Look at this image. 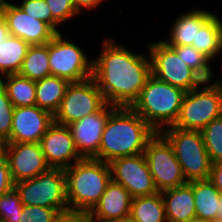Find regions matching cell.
Returning a JSON list of instances; mask_svg holds the SVG:
<instances>
[{
    "mask_svg": "<svg viewBox=\"0 0 222 222\" xmlns=\"http://www.w3.org/2000/svg\"><path fill=\"white\" fill-rule=\"evenodd\" d=\"M208 156L213 163L222 160V115L201 130Z\"/></svg>",
    "mask_w": 222,
    "mask_h": 222,
    "instance_id": "f1b7e54d",
    "label": "cell"
},
{
    "mask_svg": "<svg viewBox=\"0 0 222 222\" xmlns=\"http://www.w3.org/2000/svg\"><path fill=\"white\" fill-rule=\"evenodd\" d=\"M60 213L54 208L23 206L19 222H55Z\"/></svg>",
    "mask_w": 222,
    "mask_h": 222,
    "instance_id": "d6a6232c",
    "label": "cell"
},
{
    "mask_svg": "<svg viewBox=\"0 0 222 222\" xmlns=\"http://www.w3.org/2000/svg\"><path fill=\"white\" fill-rule=\"evenodd\" d=\"M132 197L120 184L111 182L99 202L89 212L92 222H105L130 214Z\"/></svg>",
    "mask_w": 222,
    "mask_h": 222,
    "instance_id": "ac0fdd59",
    "label": "cell"
},
{
    "mask_svg": "<svg viewBox=\"0 0 222 222\" xmlns=\"http://www.w3.org/2000/svg\"><path fill=\"white\" fill-rule=\"evenodd\" d=\"M144 155L158 192L188 183L172 145L161 133L148 141Z\"/></svg>",
    "mask_w": 222,
    "mask_h": 222,
    "instance_id": "8fae6325",
    "label": "cell"
},
{
    "mask_svg": "<svg viewBox=\"0 0 222 222\" xmlns=\"http://www.w3.org/2000/svg\"><path fill=\"white\" fill-rule=\"evenodd\" d=\"M21 10L35 19L44 21L52 28V13L45 0H22L17 3Z\"/></svg>",
    "mask_w": 222,
    "mask_h": 222,
    "instance_id": "836d02e7",
    "label": "cell"
},
{
    "mask_svg": "<svg viewBox=\"0 0 222 222\" xmlns=\"http://www.w3.org/2000/svg\"><path fill=\"white\" fill-rule=\"evenodd\" d=\"M194 194L196 218L214 222L219 209L220 192L209 180H194L188 182Z\"/></svg>",
    "mask_w": 222,
    "mask_h": 222,
    "instance_id": "44dd1931",
    "label": "cell"
},
{
    "mask_svg": "<svg viewBox=\"0 0 222 222\" xmlns=\"http://www.w3.org/2000/svg\"><path fill=\"white\" fill-rule=\"evenodd\" d=\"M40 145L50 168L65 170L83 158L77 151L71 130L65 125L54 122L41 138Z\"/></svg>",
    "mask_w": 222,
    "mask_h": 222,
    "instance_id": "5bb4252c",
    "label": "cell"
},
{
    "mask_svg": "<svg viewBox=\"0 0 222 222\" xmlns=\"http://www.w3.org/2000/svg\"><path fill=\"white\" fill-rule=\"evenodd\" d=\"M5 78V79H4ZM8 98L14 107L36 105V83L19 74H9L0 78Z\"/></svg>",
    "mask_w": 222,
    "mask_h": 222,
    "instance_id": "cb8c5ba5",
    "label": "cell"
},
{
    "mask_svg": "<svg viewBox=\"0 0 222 222\" xmlns=\"http://www.w3.org/2000/svg\"><path fill=\"white\" fill-rule=\"evenodd\" d=\"M14 188V183L10 175L8 160L5 154H0V196L10 192Z\"/></svg>",
    "mask_w": 222,
    "mask_h": 222,
    "instance_id": "e575fe53",
    "label": "cell"
},
{
    "mask_svg": "<svg viewBox=\"0 0 222 222\" xmlns=\"http://www.w3.org/2000/svg\"><path fill=\"white\" fill-rule=\"evenodd\" d=\"M109 166L112 181L122 185L132 198L158 192L144 153L114 159Z\"/></svg>",
    "mask_w": 222,
    "mask_h": 222,
    "instance_id": "7c38bea8",
    "label": "cell"
},
{
    "mask_svg": "<svg viewBox=\"0 0 222 222\" xmlns=\"http://www.w3.org/2000/svg\"><path fill=\"white\" fill-rule=\"evenodd\" d=\"M151 59V73L159 81L181 88L188 92L205 82L162 40L147 43Z\"/></svg>",
    "mask_w": 222,
    "mask_h": 222,
    "instance_id": "ba28073f",
    "label": "cell"
},
{
    "mask_svg": "<svg viewBox=\"0 0 222 222\" xmlns=\"http://www.w3.org/2000/svg\"><path fill=\"white\" fill-rule=\"evenodd\" d=\"M52 13V29L60 33L58 27L63 22L78 16L73 0H45Z\"/></svg>",
    "mask_w": 222,
    "mask_h": 222,
    "instance_id": "4dcf8cb0",
    "label": "cell"
},
{
    "mask_svg": "<svg viewBox=\"0 0 222 222\" xmlns=\"http://www.w3.org/2000/svg\"><path fill=\"white\" fill-rule=\"evenodd\" d=\"M116 43L114 38L103 40L101 53L92 62V78L106 103L131 107L152 75L151 59Z\"/></svg>",
    "mask_w": 222,
    "mask_h": 222,
    "instance_id": "6da1fadb",
    "label": "cell"
},
{
    "mask_svg": "<svg viewBox=\"0 0 222 222\" xmlns=\"http://www.w3.org/2000/svg\"><path fill=\"white\" fill-rule=\"evenodd\" d=\"M157 132L131 107H116L109 115L98 153L93 157L105 163L144 153Z\"/></svg>",
    "mask_w": 222,
    "mask_h": 222,
    "instance_id": "7a4b0ae2",
    "label": "cell"
},
{
    "mask_svg": "<svg viewBox=\"0 0 222 222\" xmlns=\"http://www.w3.org/2000/svg\"><path fill=\"white\" fill-rule=\"evenodd\" d=\"M208 84L210 82H204L203 87L185 93L173 127L201 131L212 120L222 115L221 79Z\"/></svg>",
    "mask_w": 222,
    "mask_h": 222,
    "instance_id": "8992f818",
    "label": "cell"
},
{
    "mask_svg": "<svg viewBox=\"0 0 222 222\" xmlns=\"http://www.w3.org/2000/svg\"><path fill=\"white\" fill-rule=\"evenodd\" d=\"M167 222H190L196 218L192 187L185 185L161 191Z\"/></svg>",
    "mask_w": 222,
    "mask_h": 222,
    "instance_id": "d6986e66",
    "label": "cell"
},
{
    "mask_svg": "<svg viewBox=\"0 0 222 222\" xmlns=\"http://www.w3.org/2000/svg\"><path fill=\"white\" fill-rule=\"evenodd\" d=\"M13 183L37 177L50 167L40 143H3Z\"/></svg>",
    "mask_w": 222,
    "mask_h": 222,
    "instance_id": "4fadbf2b",
    "label": "cell"
},
{
    "mask_svg": "<svg viewBox=\"0 0 222 222\" xmlns=\"http://www.w3.org/2000/svg\"><path fill=\"white\" fill-rule=\"evenodd\" d=\"M209 180L222 193V160L212 164Z\"/></svg>",
    "mask_w": 222,
    "mask_h": 222,
    "instance_id": "8d00e7d4",
    "label": "cell"
},
{
    "mask_svg": "<svg viewBox=\"0 0 222 222\" xmlns=\"http://www.w3.org/2000/svg\"><path fill=\"white\" fill-rule=\"evenodd\" d=\"M105 222H137V221L130 214H128V215L111 219Z\"/></svg>",
    "mask_w": 222,
    "mask_h": 222,
    "instance_id": "ab89813d",
    "label": "cell"
},
{
    "mask_svg": "<svg viewBox=\"0 0 222 222\" xmlns=\"http://www.w3.org/2000/svg\"><path fill=\"white\" fill-rule=\"evenodd\" d=\"M160 133L172 145L187 182L209 179L212 162L201 131L169 126Z\"/></svg>",
    "mask_w": 222,
    "mask_h": 222,
    "instance_id": "5b68a950",
    "label": "cell"
},
{
    "mask_svg": "<svg viewBox=\"0 0 222 222\" xmlns=\"http://www.w3.org/2000/svg\"><path fill=\"white\" fill-rule=\"evenodd\" d=\"M35 83L36 105L54 116L70 82L64 78L50 75Z\"/></svg>",
    "mask_w": 222,
    "mask_h": 222,
    "instance_id": "7402d4cb",
    "label": "cell"
},
{
    "mask_svg": "<svg viewBox=\"0 0 222 222\" xmlns=\"http://www.w3.org/2000/svg\"><path fill=\"white\" fill-rule=\"evenodd\" d=\"M11 36L18 37L29 45H44L57 34L47 23L23 12L15 3L2 11Z\"/></svg>",
    "mask_w": 222,
    "mask_h": 222,
    "instance_id": "e0dca14e",
    "label": "cell"
},
{
    "mask_svg": "<svg viewBox=\"0 0 222 222\" xmlns=\"http://www.w3.org/2000/svg\"><path fill=\"white\" fill-rule=\"evenodd\" d=\"M54 116L37 105L14 107L11 137L6 143H40Z\"/></svg>",
    "mask_w": 222,
    "mask_h": 222,
    "instance_id": "2e32d148",
    "label": "cell"
},
{
    "mask_svg": "<svg viewBox=\"0 0 222 222\" xmlns=\"http://www.w3.org/2000/svg\"><path fill=\"white\" fill-rule=\"evenodd\" d=\"M116 106L106 103L99 111L68 125L78 153L93 158L99 151L107 119Z\"/></svg>",
    "mask_w": 222,
    "mask_h": 222,
    "instance_id": "9a60e30c",
    "label": "cell"
},
{
    "mask_svg": "<svg viewBox=\"0 0 222 222\" xmlns=\"http://www.w3.org/2000/svg\"><path fill=\"white\" fill-rule=\"evenodd\" d=\"M3 152V143L0 141V154Z\"/></svg>",
    "mask_w": 222,
    "mask_h": 222,
    "instance_id": "ee69618b",
    "label": "cell"
},
{
    "mask_svg": "<svg viewBox=\"0 0 222 222\" xmlns=\"http://www.w3.org/2000/svg\"><path fill=\"white\" fill-rule=\"evenodd\" d=\"M10 36L6 19L0 12V43L4 42Z\"/></svg>",
    "mask_w": 222,
    "mask_h": 222,
    "instance_id": "f35d334b",
    "label": "cell"
},
{
    "mask_svg": "<svg viewBox=\"0 0 222 222\" xmlns=\"http://www.w3.org/2000/svg\"><path fill=\"white\" fill-rule=\"evenodd\" d=\"M190 222H210V221H206V220L194 218V219H192Z\"/></svg>",
    "mask_w": 222,
    "mask_h": 222,
    "instance_id": "7bdbcfd3",
    "label": "cell"
},
{
    "mask_svg": "<svg viewBox=\"0 0 222 222\" xmlns=\"http://www.w3.org/2000/svg\"><path fill=\"white\" fill-rule=\"evenodd\" d=\"M172 47L179 57L185 61V63L194 70L205 82L212 81V68L210 66V60L194 48L191 45L182 46H170Z\"/></svg>",
    "mask_w": 222,
    "mask_h": 222,
    "instance_id": "83f0119b",
    "label": "cell"
},
{
    "mask_svg": "<svg viewBox=\"0 0 222 222\" xmlns=\"http://www.w3.org/2000/svg\"><path fill=\"white\" fill-rule=\"evenodd\" d=\"M18 74L33 81L51 75L48 43L29 46Z\"/></svg>",
    "mask_w": 222,
    "mask_h": 222,
    "instance_id": "4316f807",
    "label": "cell"
},
{
    "mask_svg": "<svg viewBox=\"0 0 222 222\" xmlns=\"http://www.w3.org/2000/svg\"><path fill=\"white\" fill-rule=\"evenodd\" d=\"M68 211L90 212L111 182L109 163L82 158L64 170Z\"/></svg>",
    "mask_w": 222,
    "mask_h": 222,
    "instance_id": "3957f363",
    "label": "cell"
},
{
    "mask_svg": "<svg viewBox=\"0 0 222 222\" xmlns=\"http://www.w3.org/2000/svg\"><path fill=\"white\" fill-rule=\"evenodd\" d=\"M214 13L205 9H193L179 15L171 25L170 38L163 40L169 46L192 45L196 43L197 32L200 27Z\"/></svg>",
    "mask_w": 222,
    "mask_h": 222,
    "instance_id": "ffe728a7",
    "label": "cell"
},
{
    "mask_svg": "<svg viewBox=\"0 0 222 222\" xmlns=\"http://www.w3.org/2000/svg\"><path fill=\"white\" fill-rule=\"evenodd\" d=\"M49 66L51 75L64 78L71 82H80L92 77V62L88 60L76 43L64 39L62 33H57L48 42Z\"/></svg>",
    "mask_w": 222,
    "mask_h": 222,
    "instance_id": "9c48e42d",
    "label": "cell"
},
{
    "mask_svg": "<svg viewBox=\"0 0 222 222\" xmlns=\"http://www.w3.org/2000/svg\"><path fill=\"white\" fill-rule=\"evenodd\" d=\"M222 218V193L220 194L219 197V209L217 211V219Z\"/></svg>",
    "mask_w": 222,
    "mask_h": 222,
    "instance_id": "60d3db41",
    "label": "cell"
},
{
    "mask_svg": "<svg viewBox=\"0 0 222 222\" xmlns=\"http://www.w3.org/2000/svg\"><path fill=\"white\" fill-rule=\"evenodd\" d=\"M194 48L204 54L210 61L222 51V20L214 13L199 29Z\"/></svg>",
    "mask_w": 222,
    "mask_h": 222,
    "instance_id": "603a6c76",
    "label": "cell"
},
{
    "mask_svg": "<svg viewBox=\"0 0 222 222\" xmlns=\"http://www.w3.org/2000/svg\"><path fill=\"white\" fill-rule=\"evenodd\" d=\"M10 4L11 2H9L8 0H0V12H2Z\"/></svg>",
    "mask_w": 222,
    "mask_h": 222,
    "instance_id": "b9f144b4",
    "label": "cell"
},
{
    "mask_svg": "<svg viewBox=\"0 0 222 222\" xmlns=\"http://www.w3.org/2000/svg\"><path fill=\"white\" fill-rule=\"evenodd\" d=\"M14 106L0 81V141L6 143L11 137Z\"/></svg>",
    "mask_w": 222,
    "mask_h": 222,
    "instance_id": "1f68e13d",
    "label": "cell"
},
{
    "mask_svg": "<svg viewBox=\"0 0 222 222\" xmlns=\"http://www.w3.org/2000/svg\"><path fill=\"white\" fill-rule=\"evenodd\" d=\"M19 193L13 188L0 196V222H19L23 210Z\"/></svg>",
    "mask_w": 222,
    "mask_h": 222,
    "instance_id": "f546056e",
    "label": "cell"
},
{
    "mask_svg": "<svg viewBox=\"0 0 222 222\" xmlns=\"http://www.w3.org/2000/svg\"><path fill=\"white\" fill-rule=\"evenodd\" d=\"M185 93L151 75L131 108L160 133L176 122Z\"/></svg>",
    "mask_w": 222,
    "mask_h": 222,
    "instance_id": "277c9868",
    "label": "cell"
},
{
    "mask_svg": "<svg viewBox=\"0 0 222 222\" xmlns=\"http://www.w3.org/2000/svg\"><path fill=\"white\" fill-rule=\"evenodd\" d=\"M104 0H73L78 14L82 13V9L93 10L98 7Z\"/></svg>",
    "mask_w": 222,
    "mask_h": 222,
    "instance_id": "74e56055",
    "label": "cell"
},
{
    "mask_svg": "<svg viewBox=\"0 0 222 222\" xmlns=\"http://www.w3.org/2000/svg\"><path fill=\"white\" fill-rule=\"evenodd\" d=\"M24 206L54 208L60 214L68 212L64 169L49 168L37 177L14 184Z\"/></svg>",
    "mask_w": 222,
    "mask_h": 222,
    "instance_id": "52a82bcc",
    "label": "cell"
},
{
    "mask_svg": "<svg viewBox=\"0 0 222 222\" xmlns=\"http://www.w3.org/2000/svg\"><path fill=\"white\" fill-rule=\"evenodd\" d=\"M106 101L94 79L71 82L54 114V122L68 126L85 116L99 111Z\"/></svg>",
    "mask_w": 222,
    "mask_h": 222,
    "instance_id": "30bf717a",
    "label": "cell"
},
{
    "mask_svg": "<svg viewBox=\"0 0 222 222\" xmlns=\"http://www.w3.org/2000/svg\"><path fill=\"white\" fill-rule=\"evenodd\" d=\"M130 215L137 222H167L161 192L132 198Z\"/></svg>",
    "mask_w": 222,
    "mask_h": 222,
    "instance_id": "484cf974",
    "label": "cell"
},
{
    "mask_svg": "<svg viewBox=\"0 0 222 222\" xmlns=\"http://www.w3.org/2000/svg\"><path fill=\"white\" fill-rule=\"evenodd\" d=\"M214 222H222V218H218Z\"/></svg>",
    "mask_w": 222,
    "mask_h": 222,
    "instance_id": "f6af8a7d",
    "label": "cell"
},
{
    "mask_svg": "<svg viewBox=\"0 0 222 222\" xmlns=\"http://www.w3.org/2000/svg\"><path fill=\"white\" fill-rule=\"evenodd\" d=\"M29 46L27 42L11 35L0 43V78L19 73Z\"/></svg>",
    "mask_w": 222,
    "mask_h": 222,
    "instance_id": "d4e9b609",
    "label": "cell"
},
{
    "mask_svg": "<svg viewBox=\"0 0 222 222\" xmlns=\"http://www.w3.org/2000/svg\"><path fill=\"white\" fill-rule=\"evenodd\" d=\"M55 222H92L89 212L68 211L60 214Z\"/></svg>",
    "mask_w": 222,
    "mask_h": 222,
    "instance_id": "d590c367",
    "label": "cell"
}]
</instances>
